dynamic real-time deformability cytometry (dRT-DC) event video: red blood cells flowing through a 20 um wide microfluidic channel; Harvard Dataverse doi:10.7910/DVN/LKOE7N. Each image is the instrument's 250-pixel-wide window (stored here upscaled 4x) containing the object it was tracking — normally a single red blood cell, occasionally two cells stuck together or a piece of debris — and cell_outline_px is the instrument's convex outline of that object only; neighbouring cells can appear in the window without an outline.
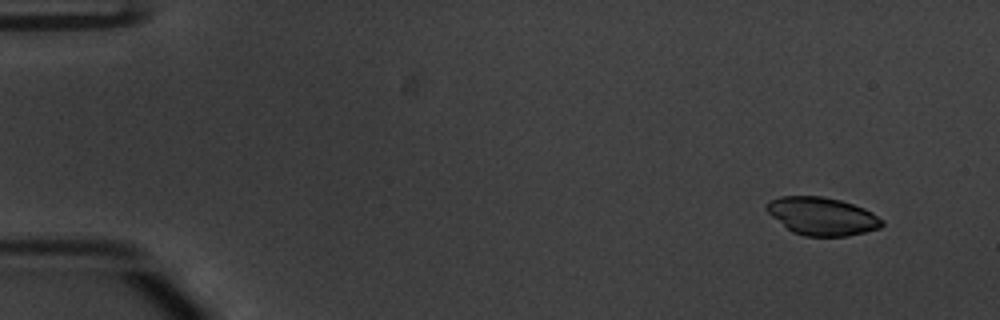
{"species": "common noctule bat (a hibernating species)", "species_latin": "Nyctalus noctula", "temperature_condition": "warm", "stored_images_in_passage": 50, "camera_frame_rate_fps": 3000, "um_per_image_px": 0.085, "animal": {"sex": "male", "body_mass_g": 20.1, "forearm_length_mm": 53.5}, "frame": {"image": 1, "passage_image": 1, "time_ms": 0.0, "image_size_px": [1000, 320], "cell_outline_px": [[884, 224], [880, 228], [848, 236], [804, 236], [792, 232], [772, 216], [764, 208], [764, 204], [768, 200], [780, 196], [824, 196], [840, 200], [864, 208], [872, 212], [884, 220]], "centroid_in_image_um": [69.86, 18.37], "position_along_channel_um": 15.1, "area_um2": 25.66}}
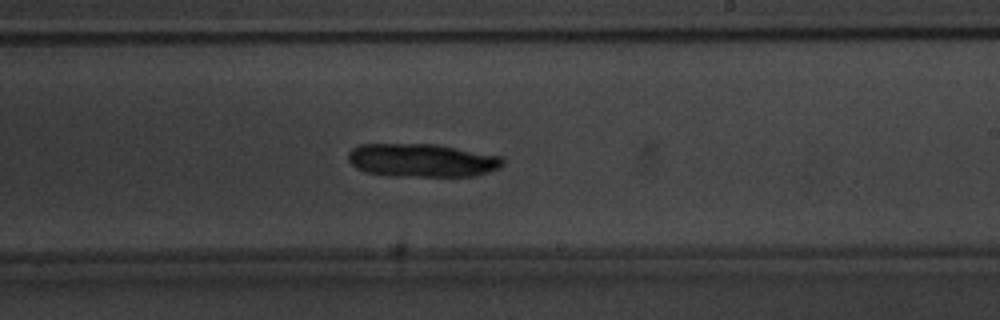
{"frame": {"image": 2, "passage_image": 29, "time_ms": 9.333, "image_size_px": [1000, 320], "cell_outline_px": [[504, 164], [500, 168], [472, 176], [392, 176], [368, 172], [356, 168], [348, 160], [348, 152], [352, 148], [360, 144], [436, 144], [500, 156], [504, 160]], "centroid_in_image_um": [35.85, 13.62], "position_along_channel_um": 253.2, "area_um2": 29.94}}
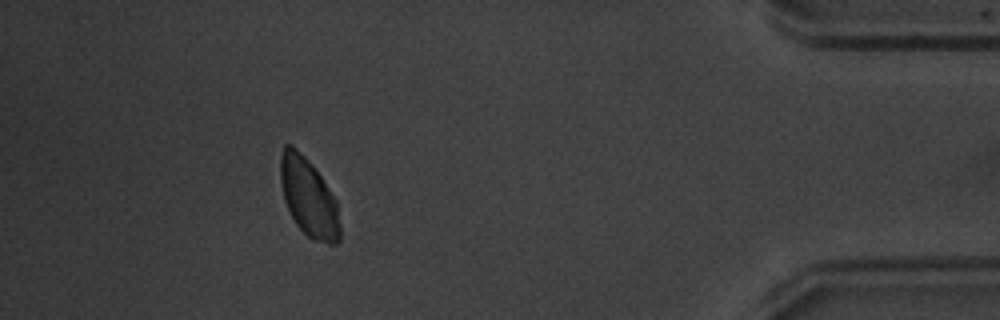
{"frame": {"image": 3, "passage_image": 45, "time_ms": 14.667, "image_size_px": [1000, 320], "cell_outline_px": [[340, 240], [336, 244], [328, 244], [312, 240], [296, 224], [284, 200], [280, 180], [280, 156], [284, 144], [292, 144], [304, 156], [320, 176], [336, 200], [340, 224]], "centroid_in_image_um": [26.23, 16.8], "position_along_channel_um": 409.0, "area_um2": 27.05}, "authors_computed_cell_mechanics": {"area_um2": 29.0156, "velocity_mm_per_s": 3.834, "shape_relaxation_time_tau1_ms": 2.4625, "shape_relaxation_time_tau2_ms": null, "deformation_change_tau1": 0.0551, "deformation_change_tau2": null}}